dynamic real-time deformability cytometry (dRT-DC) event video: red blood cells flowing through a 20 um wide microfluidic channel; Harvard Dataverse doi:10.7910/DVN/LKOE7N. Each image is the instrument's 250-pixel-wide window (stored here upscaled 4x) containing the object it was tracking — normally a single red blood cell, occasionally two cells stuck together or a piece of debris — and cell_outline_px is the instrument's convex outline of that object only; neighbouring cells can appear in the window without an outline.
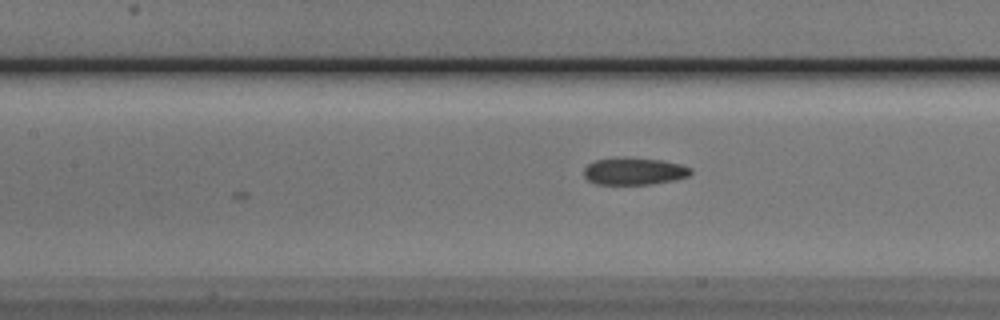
{"species": "Egyptian fruit bat (a non-hibernating species)", "species_latin": "Rousettus aegyptiacus", "temperature_condition": "cold", "stored_images_in_passage": 13, "camera_frame_rate_fps": 3000, "um_per_image_px": 0.085, "animal": {"sex": "male"}, "frame": {"image": 1, "passage_image": 13, "time_ms": 4.0, "image_size_px": [1000, 320], "cell_outline_px": [[692, 172], [688, 176], [676, 180], [652, 184], [596, 184], [588, 180], [584, 176], [584, 168], [588, 164], [596, 160], [616, 156], [624, 156], [664, 160], [680, 164], [692, 168]], "centroid_in_image_um": [53.91, 14.53], "position_along_channel_um": 153.5, "area_um2": 17.34}}